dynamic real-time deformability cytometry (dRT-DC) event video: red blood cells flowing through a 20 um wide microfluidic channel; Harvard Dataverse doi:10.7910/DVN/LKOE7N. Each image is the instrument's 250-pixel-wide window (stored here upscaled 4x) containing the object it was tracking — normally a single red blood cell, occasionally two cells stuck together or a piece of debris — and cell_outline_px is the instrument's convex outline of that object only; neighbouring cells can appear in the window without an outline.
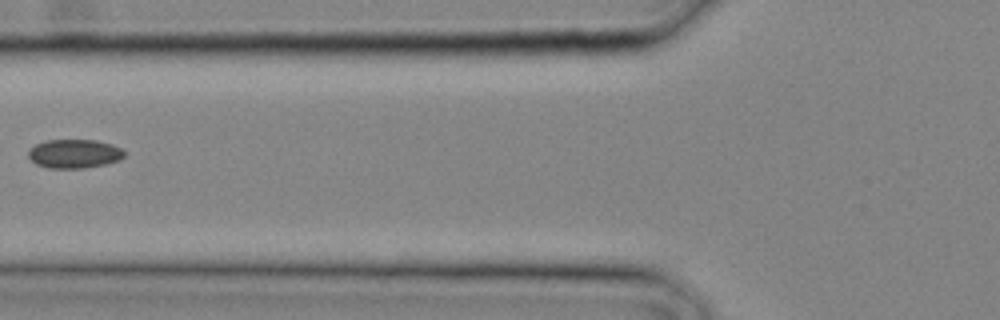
{"species": "common noctule bat (a hibernating species)", "species_latin": "Nyctalus noctula", "temperature_condition": "cold", "stored_images_in_passage": 12, "camera_frame_rate_fps": 3000, "um_per_image_px": 0.085, "animal": {"sex": "male", "body_mass_g": 20.4}, "frame": {"image": 1, "passage_image": 4, "time_ms": 1.0, "image_size_px": [1000, 320], "cell_outline_px": [[124, 156], [120, 160], [108, 164], [84, 168], [48, 168], [36, 164], [28, 156], [28, 152], [36, 144], [48, 140], [96, 140], [112, 144], [120, 148], [124, 152]], "centroid_in_image_um": [6.34, 13.07], "position_along_channel_um": 119.5, "area_um2": 16.13}}